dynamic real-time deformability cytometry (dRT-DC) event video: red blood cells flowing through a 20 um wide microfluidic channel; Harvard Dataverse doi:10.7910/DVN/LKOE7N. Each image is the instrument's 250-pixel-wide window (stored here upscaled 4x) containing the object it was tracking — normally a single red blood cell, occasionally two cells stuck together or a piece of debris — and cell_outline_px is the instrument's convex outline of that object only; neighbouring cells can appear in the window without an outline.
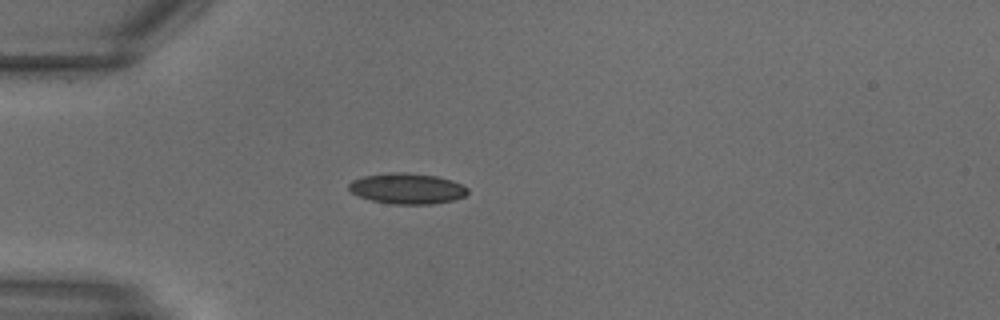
{"species": "common noctule bat (a hibernating species)", "species_latin": "Nyctalus noctula", "temperature_condition": "warm", "stored_images_in_passage": 22, "camera_frame_rate_fps": 3000, "um_per_image_px": 0.085, "animal": {"sex": "male", "body_mass_g": 18.8}, "frame": {"image": 1, "passage_image": 1, "time_ms": 0.0, "image_size_px": [1000, 320], "cell_outline_px": [[468, 192], [464, 196], [452, 200], [432, 204], [392, 204], [372, 200], [360, 196], [352, 192], [348, 188], [348, 184], [352, 180], [364, 176], [392, 172], [404, 172], [436, 176], [452, 180], [468, 188]], "centroid_in_image_um": [34.6, 16.02], "position_along_channel_um": 50.4, "area_um2": 21.1}}
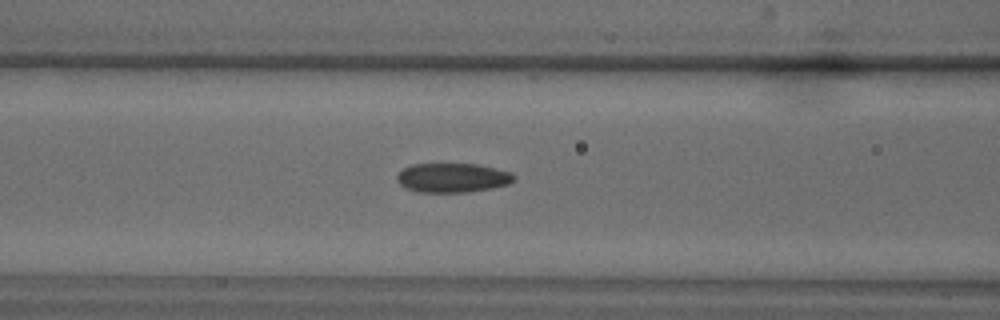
{"frame": {"image": 2, "passage_image": 5, "time_ms": 1.333, "image_size_px": [1000, 320], "cell_outline_px": [[516, 176], [508, 184], [492, 188], [468, 192], [416, 192], [404, 188], [396, 180], [396, 176], [404, 168], [412, 164], [476, 164], [496, 168], [512, 172]], "centroid_in_image_um": [38.45, 15.11], "position_along_channel_um": 128.2, "area_um2": 20.06}}
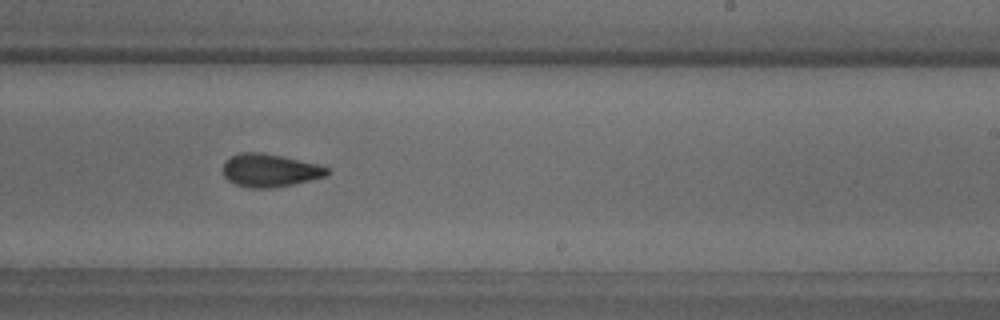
{"frame": {"image": 3, "passage_image": 11, "time_ms": 3.333, "image_size_px": [1000, 320], "cell_outline_px": [[332, 172], [328, 176], [276, 188], [248, 188], [236, 184], [228, 180], [224, 176], [224, 160], [240, 152], [260, 152], [280, 156], [316, 164], [328, 168]], "centroid_in_image_um": [22.94, 14.49], "position_along_channel_um": 266.1, "area_um2": 20.06}}